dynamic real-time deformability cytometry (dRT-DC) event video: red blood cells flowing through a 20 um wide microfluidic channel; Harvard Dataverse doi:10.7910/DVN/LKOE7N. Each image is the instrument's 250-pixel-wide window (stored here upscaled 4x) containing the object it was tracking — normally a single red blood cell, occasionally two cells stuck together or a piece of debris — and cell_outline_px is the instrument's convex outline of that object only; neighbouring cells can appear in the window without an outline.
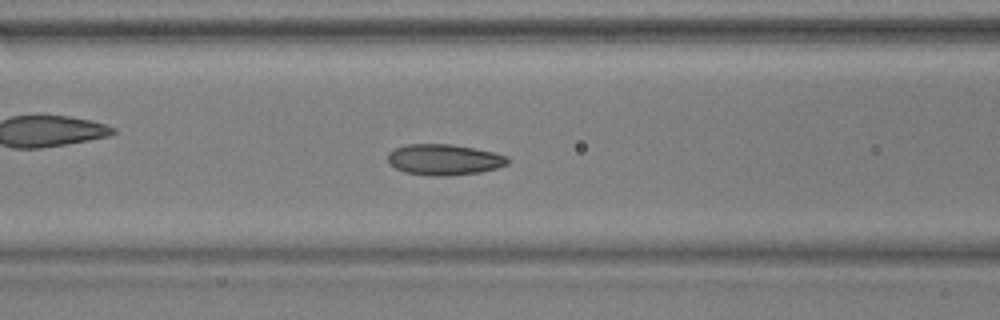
{"species": "common noctule bat (a hibernating species)", "species_latin": "Nyctalus noctula", "temperature_condition": "warm", "stored_images_in_passage": 52, "camera_frame_rate_fps": 3000, "um_per_image_px": 0.085, "animal": {"sex": "male", "body_mass_g": 17.9, "forearm_length_mm": 54.2}, "frame": {"image": 1, "passage_image": 20, "time_ms": 6.333, "image_size_px": [1000, 320], "cell_outline_px": [[512, 160], [508, 164], [496, 168], [480, 172], [448, 176], [428, 176], [404, 172], [396, 168], [388, 160], [388, 152], [396, 148], [408, 144], [452, 144], [492, 152], [508, 156]], "centroid_in_image_um": [37.77, 13.57], "position_along_channel_um": 128.8, "area_um2": 21.62}}
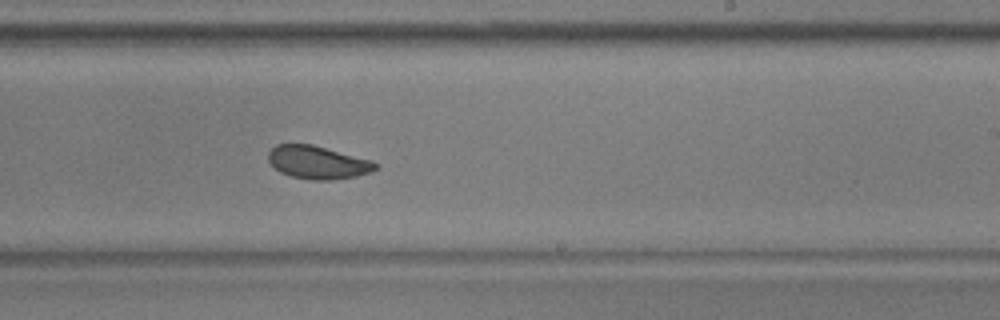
{"frame": {"image": 2, "passage_image": 31, "time_ms": 10.0, "image_size_px": [1000, 320], "cell_outline_px": [[380, 164], [372, 172], [356, 176], [332, 180], [312, 180], [292, 176], [280, 172], [268, 160], [268, 152], [276, 144], [312, 144], [372, 160]], "centroid_in_image_um": [27.03, 13.8], "position_along_channel_um": 262.0, "area_um2": 20.63}}
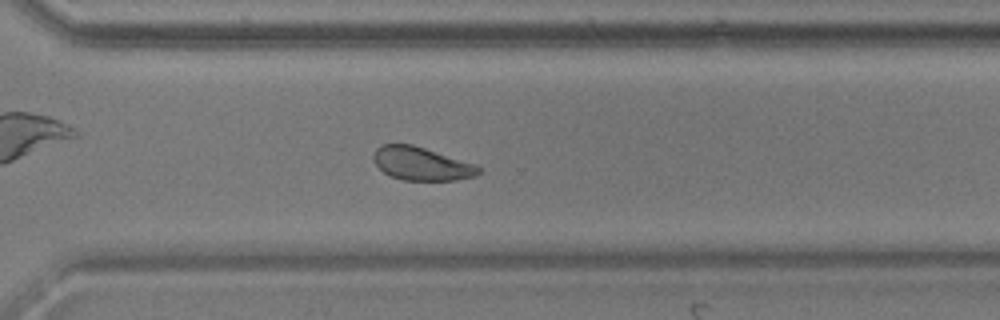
{"frame": {"image": 3, "passage_image": 37, "time_ms": 12.0, "image_size_px": [1000, 320], "cell_outline_px": [[480, 172], [476, 176], [456, 180], [404, 180], [392, 176], [384, 172], [376, 164], [372, 156], [376, 148], [380, 144], [412, 144], [476, 164], [480, 168]], "centroid_in_image_um": [35.83, 13.91], "position_along_channel_um": 334.8, "area_um2": 20.29}, "authors_computed_cell_mechanics": {"area_um2": 20.9236, "velocity_mm_per_s": 3.639, "shape_relaxation_time_tau1_ms": 3.1733, "shape_relaxation_time_tau2_ms": 1.5418, "deformation_change_tau1": 0.1013, "deformation_change_tau2": 0.0577}}